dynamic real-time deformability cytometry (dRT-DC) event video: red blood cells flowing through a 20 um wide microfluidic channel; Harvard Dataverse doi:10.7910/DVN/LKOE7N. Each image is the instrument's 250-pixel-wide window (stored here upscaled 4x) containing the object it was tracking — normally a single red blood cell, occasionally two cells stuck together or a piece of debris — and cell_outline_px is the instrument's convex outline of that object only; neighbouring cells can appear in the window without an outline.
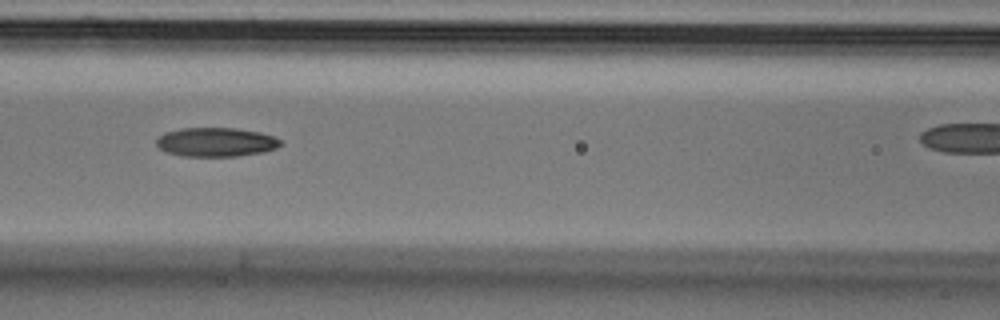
{"species": "Egyptian fruit bat (a non-hibernating species)", "species_latin": "Rousettus aegyptiacus", "temperature_condition": "cold", "stored_images_in_passage": 9, "camera_frame_rate_fps": 3000, "um_per_image_px": 0.085, "animal": {"sex": "male"}, "frame": {"image": 1, "passage_image": 6, "time_ms": 1.667, "image_size_px": [1000, 320], "cell_outline_px": [[284, 144], [276, 148], [264, 152], [236, 156], [180, 156], [168, 152], [160, 148], [156, 144], [156, 140], [164, 132], [180, 128], [236, 128], [260, 132], [284, 140]], "centroid_in_image_um": [18.4, 12.07], "position_along_channel_um": 148.2, "area_um2": 21.15}}